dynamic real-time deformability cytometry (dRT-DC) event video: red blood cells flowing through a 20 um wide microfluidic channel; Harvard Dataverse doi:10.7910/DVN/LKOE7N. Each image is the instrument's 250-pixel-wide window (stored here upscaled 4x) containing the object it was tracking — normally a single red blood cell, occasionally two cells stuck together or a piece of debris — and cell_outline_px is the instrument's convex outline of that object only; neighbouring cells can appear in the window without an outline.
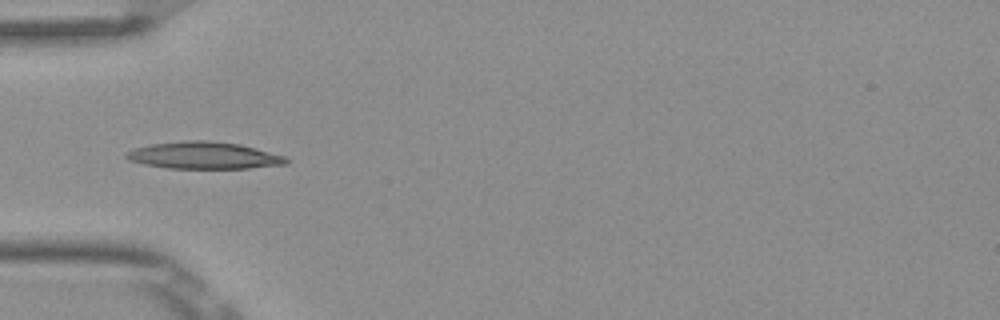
{"species": "Egyptian fruit bat (a non-hibernating species)", "species_latin": "Rousettus aegyptiacus", "temperature_condition": "room temperature", "stored_images_in_passage": 5, "camera_frame_rate_fps": 3000, "um_per_image_px": 0.085, "frame": {"image": 1, "passage_image": 5, "time_ms": 1.333, "image_size_px": [1000, 320], "cell_outline_px": [[288, 164], [248, 168], [168, 168], [144, 164], [128, 160], [124, 156], [124, 152], [132, 148], [152, 144], [184, 140], [204, 140], [240, 144], [284, 156], [288, 160]], "centroid_in_image_um": [17.27, 13.21], "position_along_channel_um": 67.7, "area_um2": 25.14}}